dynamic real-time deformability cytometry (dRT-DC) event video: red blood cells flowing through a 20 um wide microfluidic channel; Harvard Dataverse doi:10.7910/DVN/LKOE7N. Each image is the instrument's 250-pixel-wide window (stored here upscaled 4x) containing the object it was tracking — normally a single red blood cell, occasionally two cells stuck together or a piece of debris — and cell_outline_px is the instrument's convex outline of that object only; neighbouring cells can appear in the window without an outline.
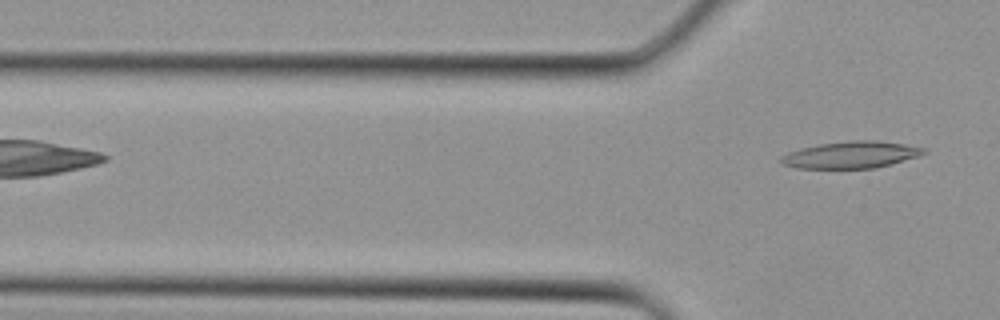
{"species": "Egyptian fruit bat (a non-hibernating species)", "species_latin": "Rousettus aegyptiacus", "temperature_condition": "cold", "stored_images_in_passage": 3, "camera_frame_rate_fps": 3000, "um_per_image_px": 0.085, "animal": {"sex": "female"}, "frame": {"image": 1, "passage_image": 3, "time_ms": 0.667, "image_size_px": [1000, 320], "cell_outline_px": [[928, 152], [920, 156], [892, 164], [872, 168], [796, 168], [780, 164], [780, 156], [788, 152], [800, 148], [820, 144], [852, 140], [876, 140], [904, 144], [928, 148]], "centroid_in_image_um": [72.36, 13.16], "position_along_channel_um": 53.4, "area_um2": 22.54}}